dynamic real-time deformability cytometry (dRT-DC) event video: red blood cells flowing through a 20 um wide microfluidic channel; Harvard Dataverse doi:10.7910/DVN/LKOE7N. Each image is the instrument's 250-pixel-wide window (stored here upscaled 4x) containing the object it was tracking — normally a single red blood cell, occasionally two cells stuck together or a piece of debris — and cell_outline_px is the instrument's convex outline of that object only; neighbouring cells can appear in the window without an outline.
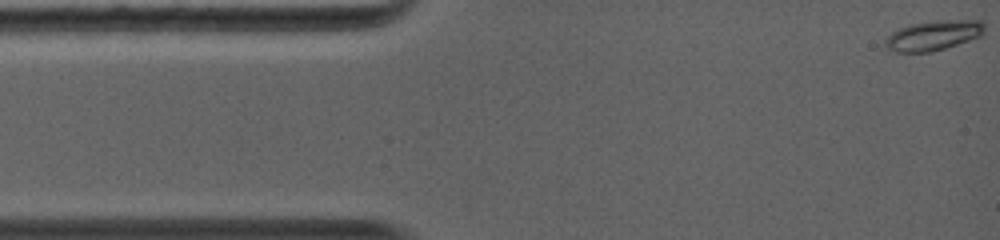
{"species": "common noctule bat (a hibernating species)", "species_latin": "Nyctalus noctula", "temperature_condition": "warm", "stored_images_in_passage": 47, "camera_frame_rate_fps": 5000, "um_per_image_px": 0.085, "animal": {"sex": "female", "body_mass_g": 19.0, "forearm_length_mm": 56.7}, "frame": {"image": 1, "passage_image": 1, "time_ms": 0.0, "image_size_px": [1000, 240], "cell_outline_px": [[984, 32], [980, 36], [932, 52], [896, 52], [888, 48], [884, 44], [884, 40], [892, 32], [908, 24], [936, 20], [984, 20]], "centroid_in_image_um": [79.33, 3.0], "position_along_channel_um": 5.7, "area_um2": 17.28}}
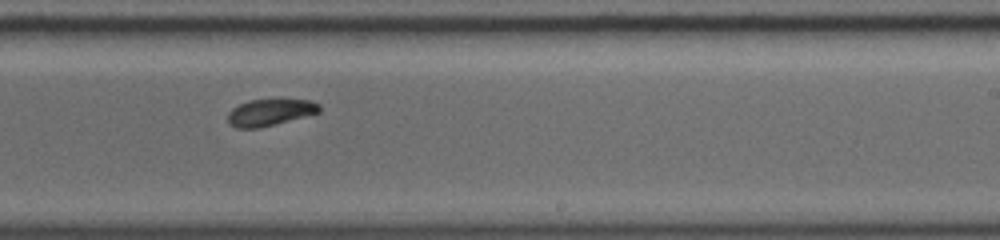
{"frame": {"image": 2, "passage_image": 24, "time_ms": 7.8, "image_size_px": [1000, 240], "cell_outline_px": [[320, 112], [260, 128], [236, 128], [228, 124], [228, 112], [232, 108], [248, 100], [280, 96], [312, 100], [320, 104]], "centroid_in_image_um": [22.98, 9.48], "position_along_channel_um": 266.0, "area_um2": 15.09}}
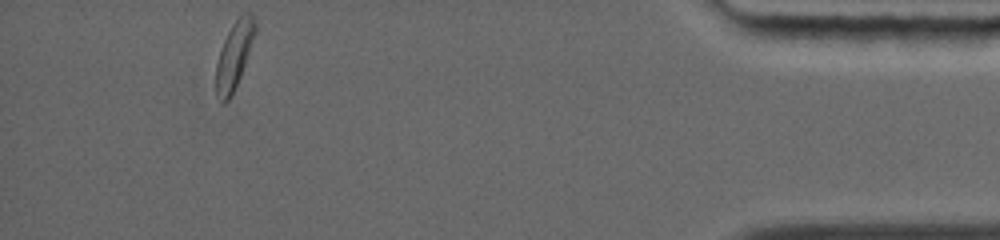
{"frame": {"image": 3, "passage_image": 47, "time_ms": 12.8, "image_size_px": [1000, 240], "cell_outline_px": [[256, 32], [240, 76], [232, 96], [224, 104], [220, 104], [216, 96], [216, 64], [224, 40], [232, 24], [240, 12], [248, 12], [252, 16], [256, 24]], "centroid_in_image_um": [19.89, 4.72], "position_along_channel_um": 415.3, "area_um2": 15.32}, "authors_computed_cell_mechanics": {"area_um2": 15.1436, "velocity_mm_per_s": 4.3875, "shape_relaxation_time_tau1_ms": 1.7397, "shape_relaxation_time_tau2_ms": null, "deformation_change_tau1": 0.1271, "deformation_change_tau2": null}}